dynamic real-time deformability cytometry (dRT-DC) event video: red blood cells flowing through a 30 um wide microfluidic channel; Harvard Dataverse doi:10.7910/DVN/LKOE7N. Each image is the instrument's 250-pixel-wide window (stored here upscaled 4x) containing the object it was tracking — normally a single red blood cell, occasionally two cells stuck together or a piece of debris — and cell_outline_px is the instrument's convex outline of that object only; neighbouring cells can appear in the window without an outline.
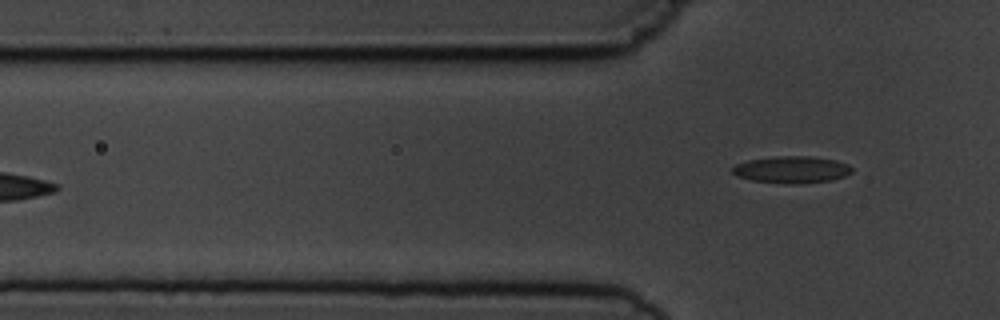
{"species": "common noctule bat (a hibernating species)", "species_latin": "Nyctalus noctula", "temperature_condition": "cold", "stored_images_in_passage": 5, "camera_frame_rate_fps": 3000, "um_per_image_px": 0.085, "animal": {"sex": "male", "body_mass_g": 19.5, "forearm_length_mm": 54.6}, "frame": {"image": 1, "passage_image": 5, "time_ms": 4.667, "image_size_px": [1000, 320], "cell_outline_px": [[852, 172], [844, 176], [832, 180], [800, 184], [788, 184], [752, 180], [736, 176], [732, 172], [732, 168], [736, 164], [748, 160], [776, 156], [812, 156], [836, 160], [848, 164], [852, 168]], "centroid_in_image_um": [67.3, 14.42], "position_along_channel_um": 58.5, "area_um2": 18.84}}